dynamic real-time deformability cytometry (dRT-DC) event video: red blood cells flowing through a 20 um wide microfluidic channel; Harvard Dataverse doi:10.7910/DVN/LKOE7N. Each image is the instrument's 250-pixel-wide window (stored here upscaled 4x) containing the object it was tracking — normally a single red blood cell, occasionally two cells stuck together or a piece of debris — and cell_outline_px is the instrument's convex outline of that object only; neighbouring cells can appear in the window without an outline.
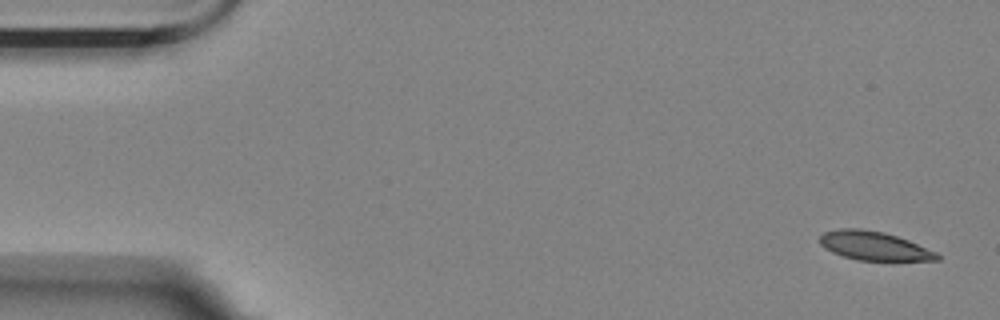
{"species": "Egyptian fruit bat (a non-hibernating species)", "species_latin": "Rousettus aegyptiacus", "temperature_condition": "room temperature", "stored_images_in_passage": 4, "camera_frame_rate_fps": 3000, "um_per_image_px": 0.085, "animal": {"sex": "female"}, "frame": {"image": 1, "passage_image": 1, "time_ms": 0.0, "image_size_px": [1000, 320], "cell_outline_px": [[940, 260], [856, 260], [832, 252], [824, 248], [820, 244], [820, 236], [824, 232], [840, 228], [860, 228], [884, 232], [908, 240], [936, 252], [940, 256]], "centroid_in_image_um": [74.27, 20.89], "position_along_channel_um": 10.7, "area_um2": 19.54}}
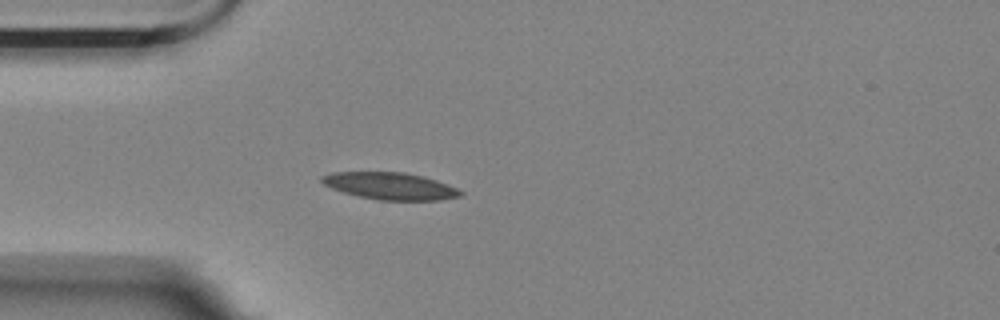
{"frame": {"image": 2, "passage_image": 4, "time_ms": 1.0, "image_size_px": [1000, 320], "cell_outline_px": [[464, 192], [460, 196], [440, 200], [380, 200], [360, 196], [344, 192], [332, 188], [324, 184], [320, 180], [320, 176], [332, 172], [404, 172], [424, 176], [448, 184]], "centroid_in_image_um": [33.17, 15.8], "position_along_channel_um": 51.8, "area_um2": 21.79}}